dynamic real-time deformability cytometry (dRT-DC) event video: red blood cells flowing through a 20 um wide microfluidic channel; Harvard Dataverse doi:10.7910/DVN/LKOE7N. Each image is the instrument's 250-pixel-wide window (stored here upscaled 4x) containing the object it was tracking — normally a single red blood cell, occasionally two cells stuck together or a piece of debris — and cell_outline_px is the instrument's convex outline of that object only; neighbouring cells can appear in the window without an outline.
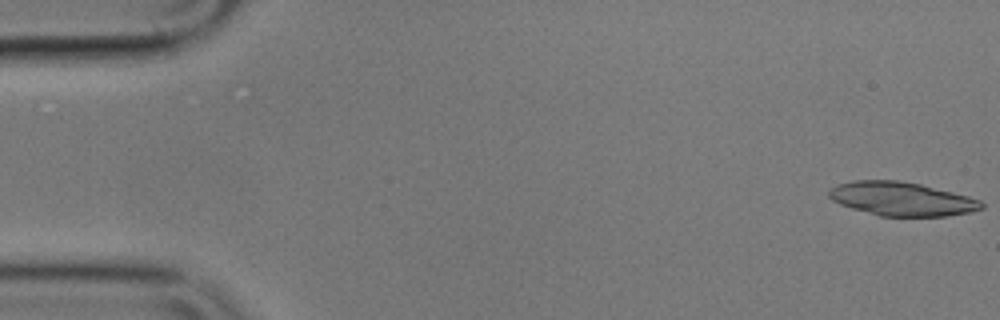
{"species": "common noctule bat (a hibernating species)", "species_latin": "Nyctalus noctula", "temperature_condition": "cold", "stored_images_in_passage": 54, "camera_frame_rate_fps": 3000, "um_per_image_px": 0.085, "animal": {"sex": "male", "body_mass_g": 17.9}, "frame": {"image": 1, "passage_image": 1, "time_ms": 0.0, "image_size_px": [1000, 320], "cell_outline_px": [[984, 208], [972, 212], [944, 216], [880, 216], [852, 208], [840, 204], [832, 200], [828, 196], [828, 188], [836, 184], [852, 180], [900, 180], [920, 184], [968, 196], [980, 200], [984, 204]], "centroid_in_image_um": [76.61, 16.9], "position_along_channel_um": 8.4, "area_um2": 30.11}}
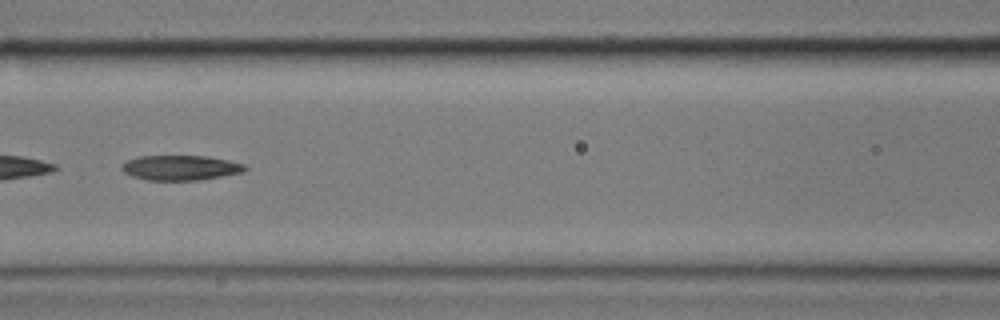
{"frame": {"image": 2, "passage_image": 24, "time_ms": 7.667, "image_size_px": [1000, 320], "cell_outline_px": [[248, 168], [244, 172], [200, 180], [148, 180], [132, 176], [124, 172], [120, 168], [128, 160], [136, 156], [208, 156], [228, 160], [244, 164]], "centroid_in_image_um": [15.36, 14.25], "position_along_channel_um": 151.2, "area_um2": 17.92}}
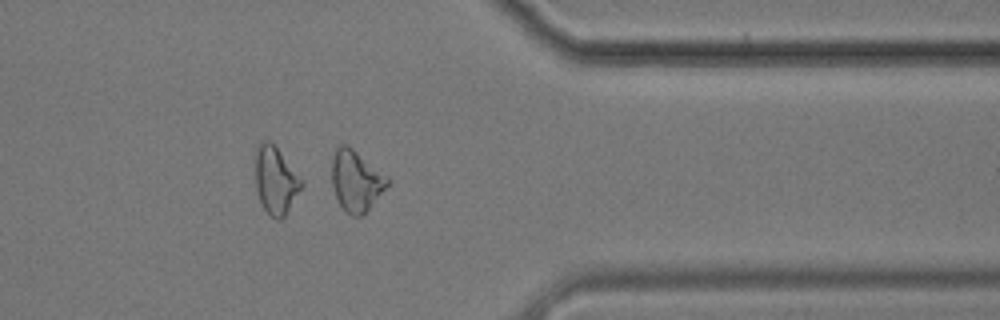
{"frame": {"image": 3, "passage_image": 44, "time_ms": 14.333, "image_size_px": [1000, 320], "cell_outline_px": [[388, 184], [368, 208], [360, 216], [352, 216], [344, 212], [336, 196], [332, 184], [332, 156], [336, 148], [340, 144], [348, 144], [388, 176]], "centroid_in_image_um": [30.24, 15.33], "position_along_channel_um": 381.2, "area_um2": 19.54}, "authors_computed_cell_mechanics": {"area_um2": 19.8832, "velocity_mm_per_s": 3.6043, "shape_relaxation_time_tau1_ms": null, "shape_relaxation_time_tau2_ms": 4.554, "deformation_change_tau1": null, "deformation_change_tau2": 0.1271}}